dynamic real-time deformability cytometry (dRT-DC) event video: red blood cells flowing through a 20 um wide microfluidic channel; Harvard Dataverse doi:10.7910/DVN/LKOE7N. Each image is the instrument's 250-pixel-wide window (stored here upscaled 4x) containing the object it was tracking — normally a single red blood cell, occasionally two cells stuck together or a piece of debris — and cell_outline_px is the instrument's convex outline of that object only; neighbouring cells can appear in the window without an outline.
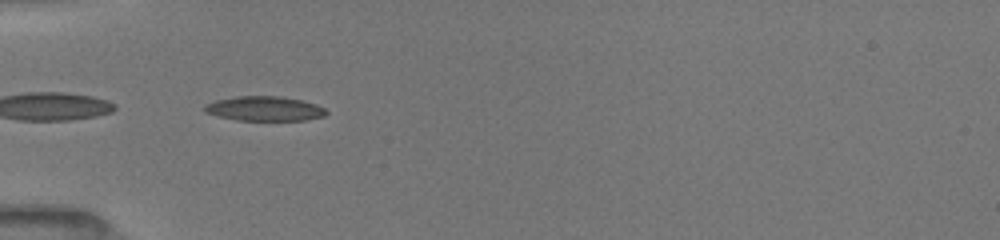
{"species": "common noctule bat (a hibernating species)", "species_latin": "Nyctalus noctula", "temperature_condition": "room temperature", "stored_images_in_passage": 3, "camera_frame_rate_fps": 3000, "um_per_image_px": 0.085, "animal": {"sex": "female", "body_mass_g": 19.5, "forearm_length_mm": 54.1}, "frame": {"image": 1, "passage_image": 2, "time_ms": 0.667, "image_size_px": [1000, 240], "cell_outline_px": [[328, 112], [324, 116], [304, 120], [236, 120], [216, 116], [204, 112], [204, 104], [216, 100], [236, 96], [280, 96], [300, 100], [316, 104], [324, 108]], "centroid_in_image_um": [22.44, 9.23], "position_along_channel_um": 62.6, "area_um2": 17.46}}
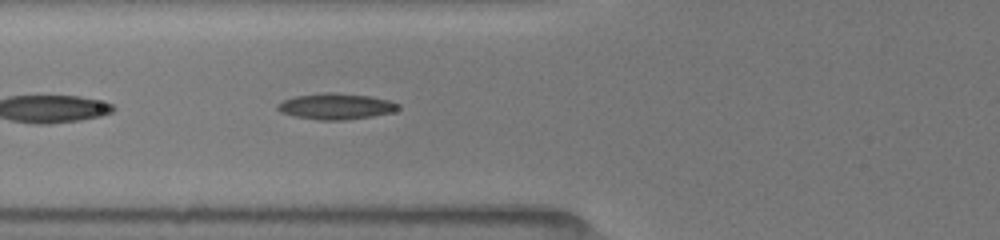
{"frame": {"image": 2, "passage_image": 3, "time_ms": 1.667, "image_size_px": [1000, 240], "cell_outline_px": [[400, 108], [392, 112], [372, 116], [344, 120], [320, 120], [296, 116], [280, 112], [276, 108], [276, 104], [292, 96], [324, 92], [336, 92], [368, 96], [388, 100], [400, 104]], "centroid_in_image_um": [28.52, 9.03], "position_along_channel_um": 97.3, "area_um2": 18.32}}